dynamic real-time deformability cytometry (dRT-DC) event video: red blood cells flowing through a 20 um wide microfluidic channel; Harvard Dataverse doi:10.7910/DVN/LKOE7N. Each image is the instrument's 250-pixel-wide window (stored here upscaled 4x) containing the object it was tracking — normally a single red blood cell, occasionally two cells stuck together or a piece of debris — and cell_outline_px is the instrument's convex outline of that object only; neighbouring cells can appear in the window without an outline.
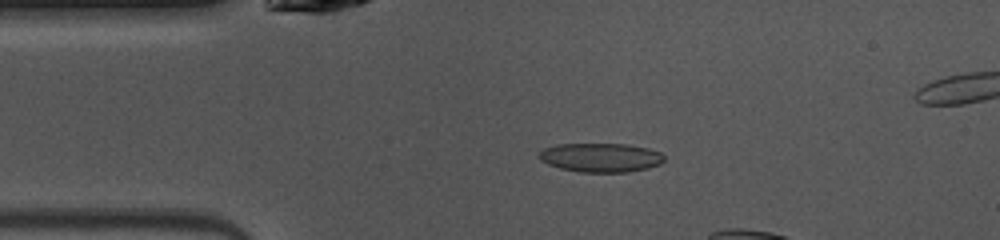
{"species": "common noctule bat (a hibernating species)", "species_latin": "Nyctalus noctula", "temperature_condition": "warm", "stored_images_in_passage": 15, "camera_frame_rate_fps": 3000, "um_per_image_px": 0.085, "animal": {"sex": "female", "body_mass_g": 10.0, "forearm_length_mm": 53.1}, "frame": {"image": 1, "passage_image": 9, "time_ms": 2.667, "image_size_px": [1000, 240], "cell_outline_px": [[664, 160], [660, 164], [648, 168], [628, 172], [580, 172], [560, 168], [548, 164], [540, 160], [540, 152], [544, 148], [556, 144], [624, 144], [648, 148], [660, 152], [664, 156]], "centroid_in_image_um": [51.07, 13.39], "position_along_channel_um": 33.9, "area_um2": 21.1}}